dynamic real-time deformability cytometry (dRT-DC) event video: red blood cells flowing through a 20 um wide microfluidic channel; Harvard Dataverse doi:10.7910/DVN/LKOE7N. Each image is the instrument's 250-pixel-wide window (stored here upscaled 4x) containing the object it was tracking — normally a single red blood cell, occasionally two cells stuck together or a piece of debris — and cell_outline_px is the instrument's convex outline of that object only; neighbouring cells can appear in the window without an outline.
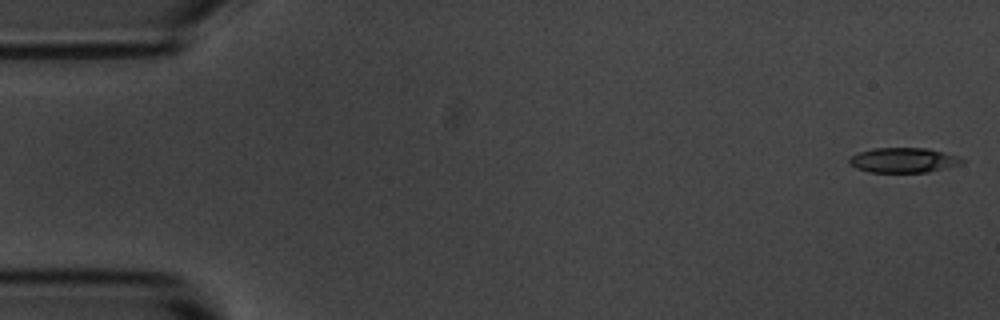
{"species": "common noctule bat (a hibernating species)", "species_latin": "Nyctalus noctula", "temperature_condition": "room temperature", "stored_images_in_passage": 54, "camera_frame_rate_fps": 3000, "um_per_image_px": 0.085, "animal": {"sex": "male", "body_mass_g": 20.1, "forearm_length_mm": 53.5}, "frame": {"image": 1, "passage_image": 1, "time_ms": 0.0, "image_size_px": [1000, 320], "cell_outline_px": [[964, 160], [960, 164], [948, 168], [928, 172], [868, 172], [856, 168], [848, 164], [848, 160], [852, 156], [860, 152], [872, 148], [928, 148], [960, 156]], "centroid_in_image_um": [76.8, 13.62], "position_along_channel_um": 8.2, "area_um2": 16.47}}
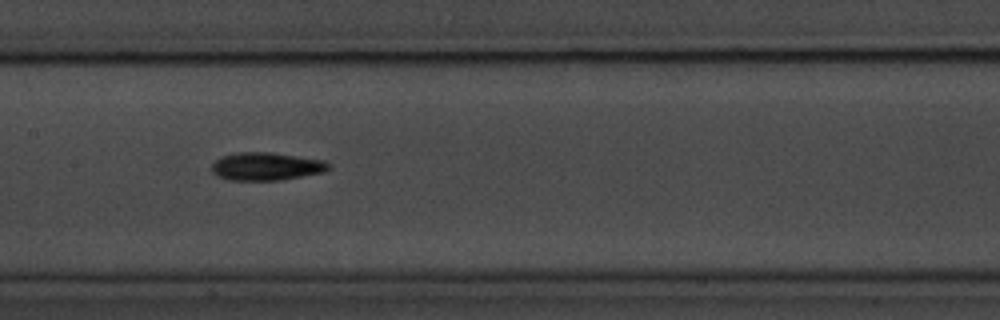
{"frame": {"image": 2, "passage_image": 26, "time_ms": 8.333, "image_size_px": [1000, 320], "cell_outline_px": [[332, 168], [324, 172], [280, 180], [228, 180], [216, 176], [212, 172], [212, 164], [216, 160], [224, 156], [236, 152], [272, 152], [324, 160], [332, 164]], "centroid_in_image_um": [22.66, 14.14], "position_along_channel_um": 184.7, "area_um2": 19.19}}
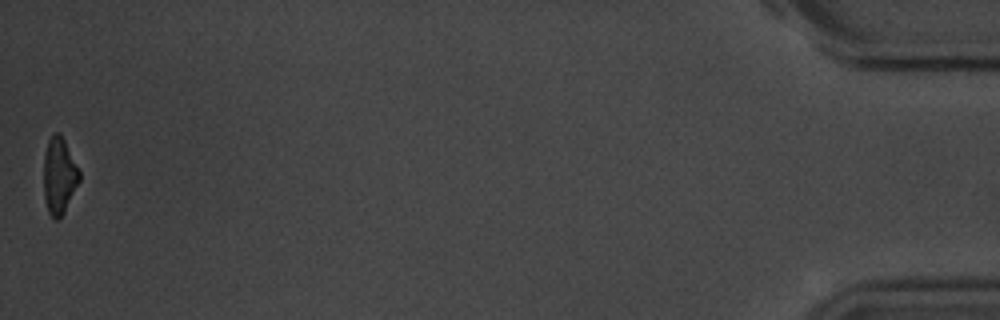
{"frame": {"image": 3, "passage_image": 54, "time_ms": 17.667, "image_size_px": [1000, 320], "cell_outline_px": [[80, 180], [60, 220], [56, 220], [48, 212], [44, 200], [44, 152], [48, 140], [56, 132], [60, 132], [80, 172]], "centroid_in_image_um": [5.02, 14.96], "position_along_channel_um": 430.2, "area_um2": 15.84}, "authors_computed_cell_mechanics": {"area_um2": 17.4267, "velocity_mm_per_s": 3.6791, "shape_relaxation_time_tau1_ms": 3.0627, "shape_relaxation_time_tau2_ms": 10.2966, "deformation_change_tau1": 0.141, "deformation_change_tau2": 0.2263}}